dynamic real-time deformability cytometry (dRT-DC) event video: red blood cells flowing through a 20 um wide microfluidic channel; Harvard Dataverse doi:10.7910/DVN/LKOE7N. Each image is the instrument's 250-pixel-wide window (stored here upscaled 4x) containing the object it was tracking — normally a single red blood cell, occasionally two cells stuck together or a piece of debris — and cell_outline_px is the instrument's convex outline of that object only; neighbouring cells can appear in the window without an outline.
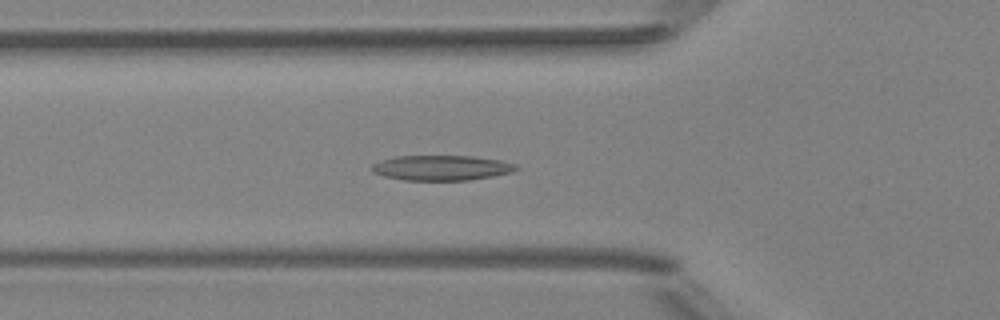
{"species": "Egyptian fruit bat (a non-hibernating species)", "species_latin": "Rousettus aegyptiacus", "temperature_condition": "room temperature", "stored_images_in_passage": 36, "camera_frame_rate_fps": 3000, "um_per_image_px": 0.085, "animal": {"sex": "female"}, "frame": {"image": 1, "passage_image": 11, "time_ms": 3.333, "image_size_px": [1000, 320], "cell_outline_px": [[520, 168], [512, 172], [492, 176], [468, 180], [404, 180], [384, 176], [372, 172], [372, 164], [380, 160], [392, 156], [472, 156], [500, 160], [516, 164]], "centroid_in_image_um": [37.51, 14.26], "position_along_channel_um": 88.3, "area_um2": 21.15}}
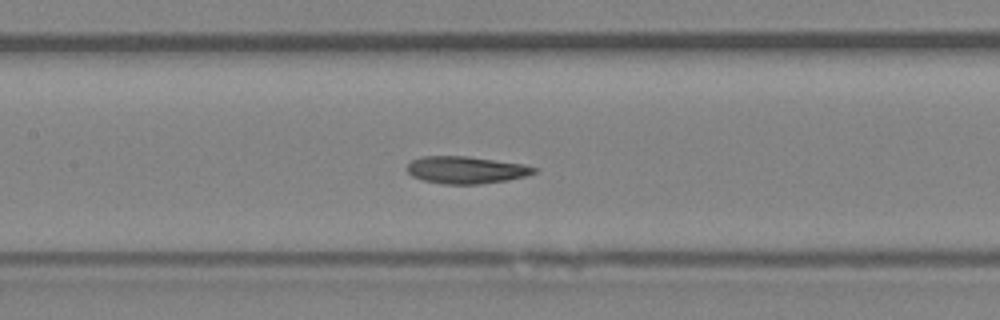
{"frame": {"image": 2, "passage_image": 17, "time_ms": 5.333, "image_size_px": [1000, 320], "cell_outline_px": [[536, 172], [524, 176], [508, 180], [480, 184], [444, 184], [424, 180], [412, 176], [404, 168], [412, 160], [424, 156], [468, 156], [524, 164], [536, 168]], "centroid_in_image_um": [39.59, 14.44], "position_along_channel_um": 167.8, "area_um2": 20.11}}
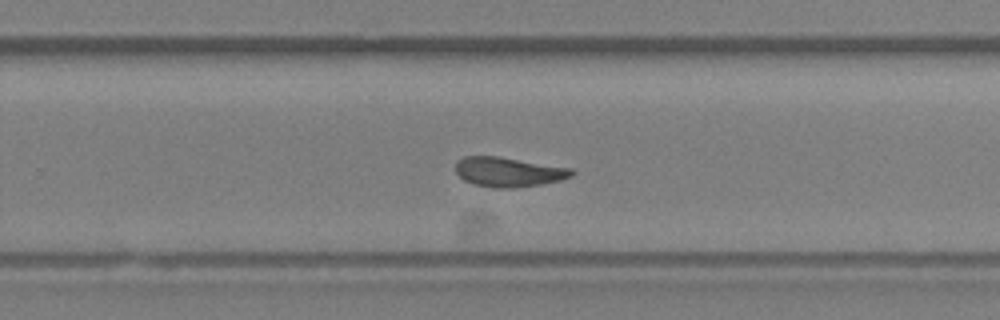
{"frame": {"image": 3, "passage_image": 26, "time_ms": 8.333, "image_size_px": [1000, 320], "cell_outline_px": [[576, 172], [572, 176], [560, 180], [540, 184], [512, 188], [492, 188], [472, 184], [464, 180], [456, 172], [456, 160], [464, 156], [500, 156], [572, 168]], "centroid_in_image_um": [43.21, 14.61], "position_along_channel_um": 286.6, "area_um2": 20.23}, "authors_computed_cell_mechanics": {"area_um2": 20.2011, "velocity_mm_per_s": 3.9852, "shape_relaxation_time_tau1_ms": 6.5748, "shape_relaxation_time_tau2_ms": 2.9808, "deformation_change_tau1": 0.1814, "deformation_change_tau2": 0.1109}}